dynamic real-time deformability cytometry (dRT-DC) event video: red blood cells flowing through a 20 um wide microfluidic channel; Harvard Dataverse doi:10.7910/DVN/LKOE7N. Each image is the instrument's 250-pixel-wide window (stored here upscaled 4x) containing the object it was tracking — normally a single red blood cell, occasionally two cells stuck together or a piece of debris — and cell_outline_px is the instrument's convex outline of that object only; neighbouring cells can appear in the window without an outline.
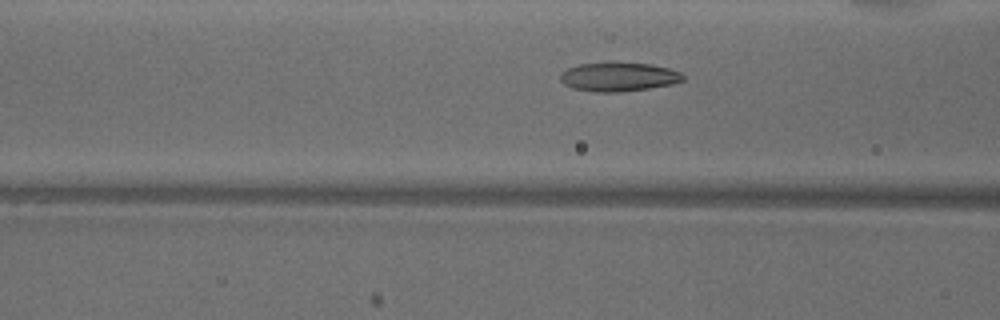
{"species": "common noctule bat (a hibernating species)", "species_latin": "Nyctalus noctula", "temperature_condition": "warm", "stored_images_in_passage": 32, "camera_frame_rate_fps": 3000, "um_per_image_px": 0.085, "animal": {"sex": "male", "body_mass_g": 18.8}, "frame": {"image": 1, "passage_image": 11, "time_ms": 3.333, "image_size_px": [1000, 320], "cell_outline_px": [[684, 80], [672, 84], [648, 88], [620, 92], [592, 92], [572, 88], [564, 84], [560, 80], [560, 72], [568, 68], [580, 64], [608, 60], [612, 60], [652, 64], [668, 68], [680, 72], [684, 76]], "centroid_in_image_um": [52.54, 6.49], "position_along_channel_um": 114.1, "area_um2": 21.39}}
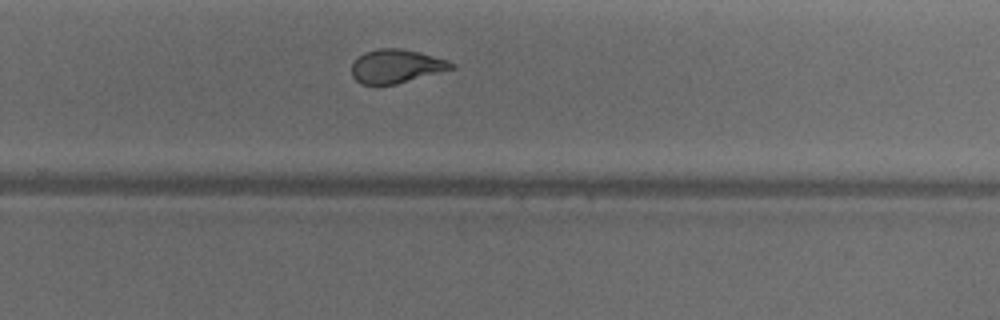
{"frame": {"image": 2, "passage_image": 25, "time_ms": 8.0, "image_size_px": [1000, 320], "cell_outline_px": [[456, 68], [396, 84], [364, 84], [356, 80], [352, 76], [352, 64], [364, 52], [380, 48], [400, 48], [420, 52], [448, 60]], "centroid_in_image_um": [33.69, 5.62], "position_along_channel_um": 296.1, "area_um2": 19.36}}
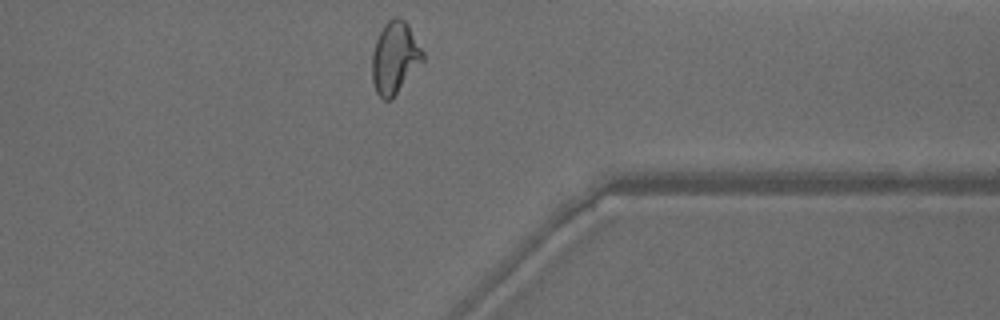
{"frame": {"image": 3, "passage_image": 32, "time_ms": 10.333, "image_size_px": [1000, 320], "cell_outline_px": [[424, 60], [392, 100], [384, 100], [376, 92], [372, 80], [372, 52], [376, 40], [384, 24], [388, 20], [396, 16], [400, 16], [408, 24], [424, 52]], "centroid_in_image_um": [33.56, 4.91], "position_along_channel_um": 377.8, "area_um2": 21.44}, "authors_computed_cell_mechanics": {"area_um2": 20.4612, "velocity_mm_per_s": 3.9028, "shape_relaxation_time_tau1_ms": 6.5364, "shape_relaxation_time_tau2_ms": 1.5827, "deformation_change_tau1": 0.2145, "deformation_change_tau2": 0.0965}}